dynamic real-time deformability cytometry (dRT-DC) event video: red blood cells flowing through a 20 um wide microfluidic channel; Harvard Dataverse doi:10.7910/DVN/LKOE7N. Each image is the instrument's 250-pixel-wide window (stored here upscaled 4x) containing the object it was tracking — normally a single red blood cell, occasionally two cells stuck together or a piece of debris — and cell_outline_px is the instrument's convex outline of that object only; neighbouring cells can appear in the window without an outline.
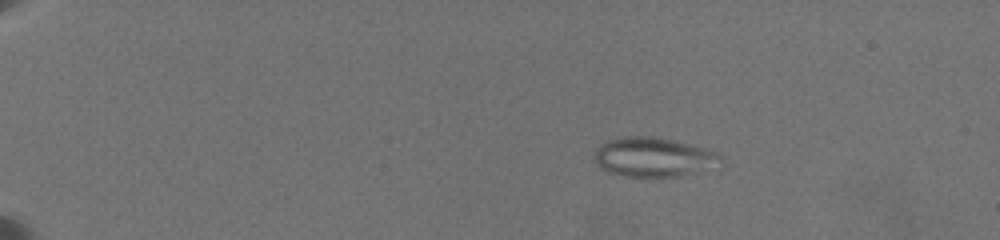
{"species": "common noctule bat (a hibernating species)", "species_latin": "Nyctalus noctula", "temperature_condition": "warm", "stored_images_in_passage": 35, "camera_frame_rate_fps": 3000, "um_per_image_px": 0.085, "animal": {"sex": "female", "body_mass_g": 19.5, "forearm_length_mm": 54.1}, "frame": {"image": 1, "passage_image": 28, "time_ms": 4.333, "image_size_px": [1000, 240], "cell_outline_px": [[724, 164], [680, 176], [624, 176], [604, 172], [600, 168], [596, 160], [596, 152], [600, 144], [608, 140], [624, 136], [660, 136], [676, 140], [720, 152], [724, 156]], "centroid_in_image_um": [55.62, 13.34], "position_along_channel_um": 29.4, "area_um2": 29.42}}